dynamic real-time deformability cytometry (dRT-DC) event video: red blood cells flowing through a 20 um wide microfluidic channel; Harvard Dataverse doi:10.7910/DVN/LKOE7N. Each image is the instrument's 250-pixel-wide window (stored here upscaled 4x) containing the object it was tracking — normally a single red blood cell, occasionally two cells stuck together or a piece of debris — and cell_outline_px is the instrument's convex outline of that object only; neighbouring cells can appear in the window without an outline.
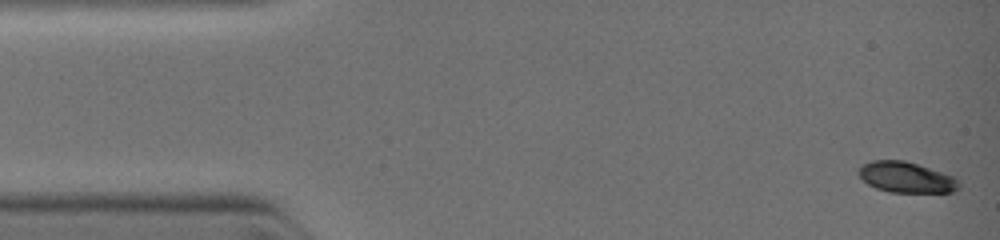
{"species": "common noctule bat (a hibernating species)", "species_latin": "Nyctalus noctula", "temperature_condition": "warm", "stored_images_in_passage": 17, "camera_frame_rate_fps": 3000, "um_per_image_px": 0.085, "animal": {"sex": "female", "body_mass_g": 19.0, "forearm_length_mm": 51.5}, "frame": {"image": 1, "passage_image": 1, "time_ms": 0.0, "image_size_px": [1000, 240], "cell_outline_px": [[960, 188], [952, 192], [892, 192], [876, 188], [868, 184], [860, 176], [860, 168], [864, 164], [872, 160], [904, 160], [956, 176], [960, 184]], "centroid_in_image_um": [77.09, 15.07], "position_along_channel_um": 7.9, "area_um2": 17.86}}
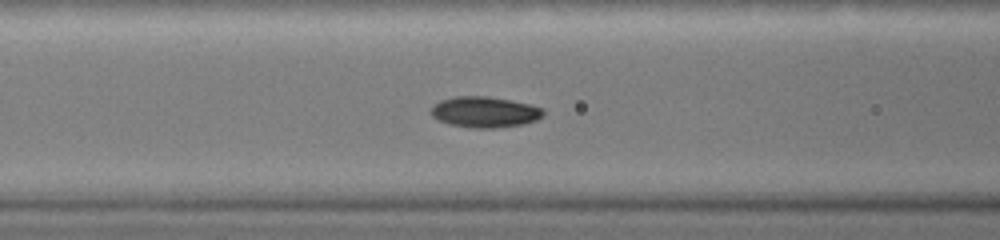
{"frame": {"image": 2, "passage_image": 13, "time_ms": 4.333, "image_size_px": [1000, 240], "cell_outline_px": [[544, 112], [536, 120], [524, 124], [492, 128], [472, 128], [448, 124], [432, 116], [428, 112], [432, 104], [440, 100], [456, 96], [488, 96], [528, 104], [540, 108]], "centroid_in_image_um": [41.11, 9.52], "position_along_channel_um": 125.5, "area_um2": 20.11}}
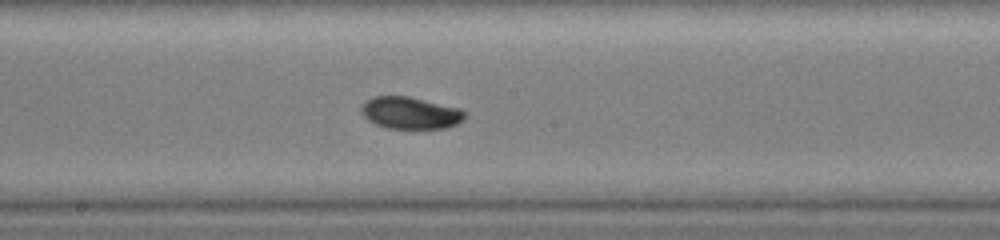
{"frame": {"image": 3, "passage_image": 17, "time_ms": 6.0, "image_size_px": [1000, 240], "cell_outline_px": [[464, 120], [448, 128], [388, 128], [376, 124], [368, 120], [360, 112], [360, 108], [372, 96], [408, 96], [460, 108], [464, 112]], "centroid_in_image_um": [34.87, 9.6], "position_along_channel_um": 213.3, "area_um2": 19.19}}